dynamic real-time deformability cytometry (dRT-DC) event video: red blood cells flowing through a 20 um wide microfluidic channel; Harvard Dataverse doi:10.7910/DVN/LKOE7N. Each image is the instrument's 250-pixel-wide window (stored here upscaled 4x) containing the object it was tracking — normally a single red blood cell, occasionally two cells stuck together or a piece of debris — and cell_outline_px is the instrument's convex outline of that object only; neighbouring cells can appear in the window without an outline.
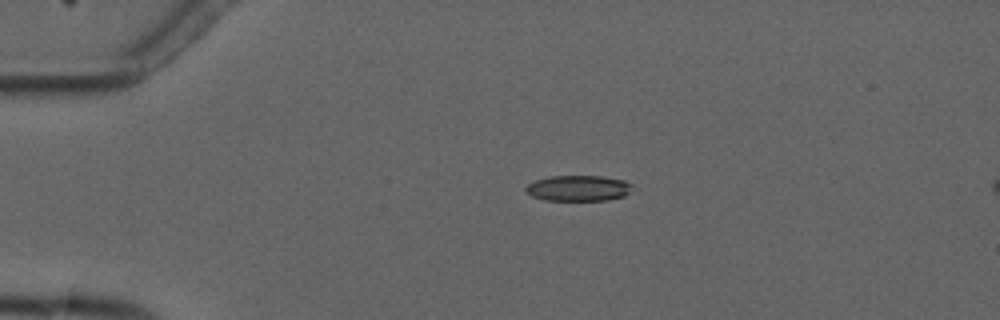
{"species": "common noctule bat (a hibernating species)", "species_latin": "Nyctalus noctula", "temperature_condition": "cold", "stored_images_in_passage": 4, "camera_frame_rate_fps": 3000, "um_per_image_px": 0.085, "animal": {"sex": "male", "forearm_length_mm": 52.5}, "frame": {"image": 1, "passage_image": 3, "time_ms": 2.333, "image_size_px": [1000, 320], "cell_outline_px": [[632, 184], [628, 192], [624, 196], [608, 200], [544, 200], [532, 196], [524, 192], [524, 188], [528, 184], [536, 180], [548, 176], [604, 176], [624, 180]], "centroid_in_image_um": [49.12, 15.99], "position_along_channel_um": 35.9, "area_um2": 16.01}}